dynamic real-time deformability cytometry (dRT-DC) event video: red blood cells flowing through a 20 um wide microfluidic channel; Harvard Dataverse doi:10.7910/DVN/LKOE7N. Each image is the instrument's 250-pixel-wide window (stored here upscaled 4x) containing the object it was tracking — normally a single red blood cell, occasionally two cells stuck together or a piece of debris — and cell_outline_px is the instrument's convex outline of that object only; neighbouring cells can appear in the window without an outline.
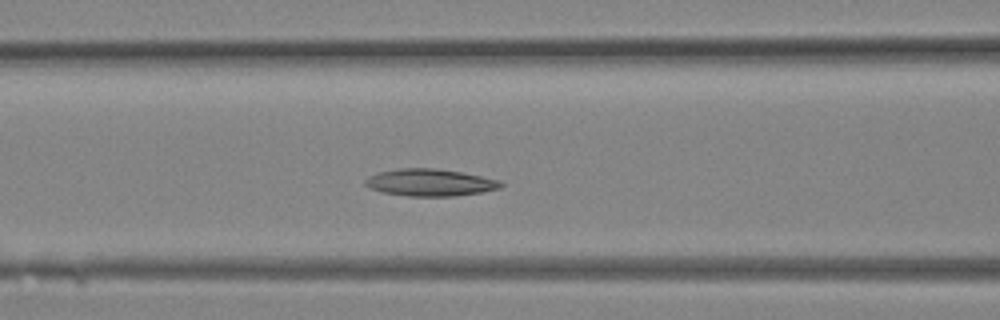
{"species": "Egyptian fruit bat (a non-hibernating species)", "species_latin": "Rousettus aegyptiacus", "temperature_condition": "room temperature", "stored_images_in_passage": 14, "camera_frame_rate_fps": 3000, "um_per_image_px": 0.085, "animal": {"sex": "female"}, "frame": {"image": 1, "passage_image": 10, "time_ms": 3.0, "image_size_px": [1000, 320], "cell_outline_px": [[504, 184], [500, 188], [480, 192], [452, 196], [408, 196], [380, 192], [368, 188], [364, 184], [364, 180], [368, 176], [380, 172], [400, 168], [436, 168], [460, 172], [500, 180]], "centroid_in_image_um": [36.5, 15.51], "position_along_channel_um": 130.1, "area_um2": 21.39}}
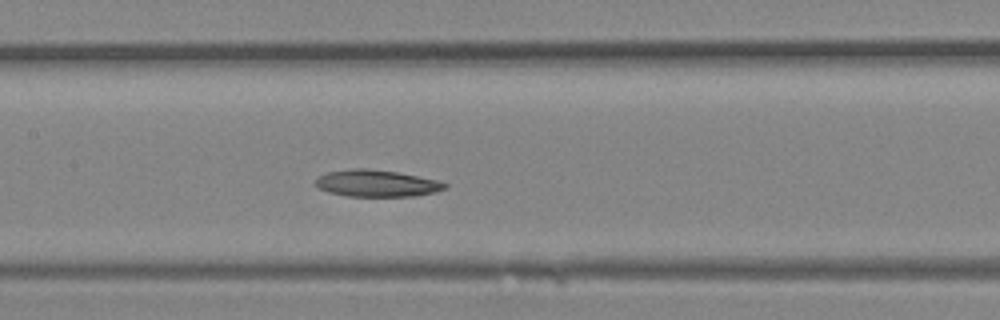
{"frame": {"image": 2, "passage_image": 12, "time_ms": 3.667, "image_size_px": [1000, 320], "cell_outline_px": [[448, 188], [436, 192], [416, 196], [348, 196], [328, 192], [316, 188], [316, 180], [320, 176], [328, 172], [352, 168], [364, 168], [400, 172], [440, 180], [448, 184]], "centroid_in_image_um": [32.08, 15.58], "position_along_channel_um": 175.3, "area_um2": 20.46}}
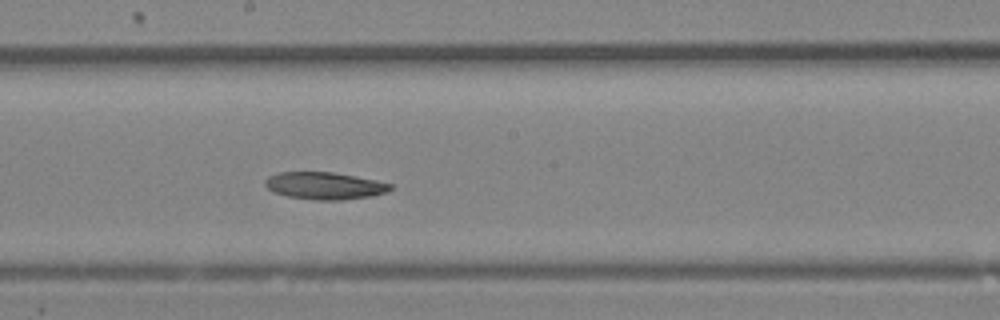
{"frame": {"image": 3, "passage_image": 14, "time_ms": 4.333, "image_size_px": [1000, 320], "cell_outline_px": [[392, 188], [388, 192], [372, 196], [340, 200], [316, 200], [288, 196], [272, 192], [264, 184], [264, 180], [268, 176], [276, 172], [332, 172], [376, 180], [392, 184]], "centroid_in_image_um": [27.57, 15.78], "position_along_channel_um": 220.6, "area_um2": 19.94}}